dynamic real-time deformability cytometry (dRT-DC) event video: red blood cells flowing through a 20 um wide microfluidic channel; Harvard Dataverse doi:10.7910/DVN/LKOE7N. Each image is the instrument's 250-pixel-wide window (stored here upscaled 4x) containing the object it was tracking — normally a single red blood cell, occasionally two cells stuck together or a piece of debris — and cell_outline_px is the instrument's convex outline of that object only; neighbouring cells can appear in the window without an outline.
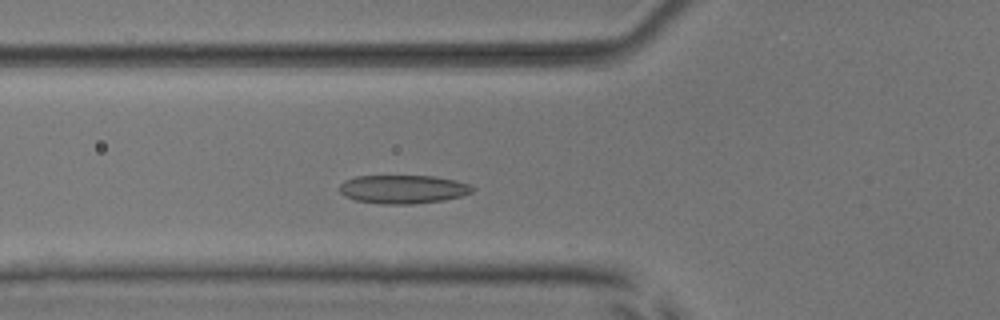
{"species": "common noctule bat (a hibernating species)", "species_latin": "Nyctalus noctula", "temperature_condition": "room temperature", "stored_images_in_passage": 48, "camera_frame_rate_fps": 3000, "um_per_image_px": 0.085, "animal": {"sex": "male", "body_mass_g": 17.9, "forearm_length_mm": 54.2}, "frame": {"image": 1, "passage_image": 14, "time_ms": 4.333, "image_size_px": [1000, 320], "cell_outline_px": [[476, 188], [472, 192], [464, 196], [444, 200], [412, 204], [380, 204], [356, 200], [344, 196], [340, 192], [340, 184], [344, 180], [356, 176], [436, 176], [456, 180], [468, 184]], "centroid_in_image_um": [34.28, 16.08], "position_along_channel_um": 91.5, "area_um2": 22.31}}
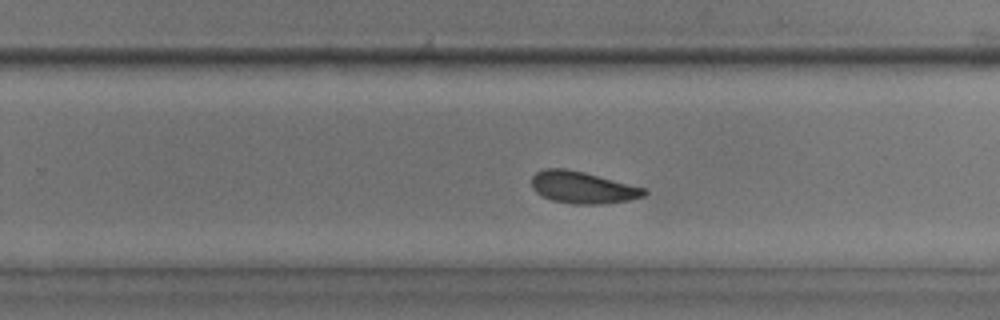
{"frame": {"image": 2, "passage_image": 29, "time_ms": 9.333, "image_size_px": [1000, 320], "cell_outline_px": [[648, 192], [644, 196], [628, 200], [604, 204], [572, 204], [552, 200], [536, 192], [532, 188], [532, 176], [536, 172], [544, 168], [564, 168], [584, 172], [648, 188]], "centroid_in_image_um": [49.55, 15.93], "position_along_channel_um": 280.2, "area_um2": 21.1}}
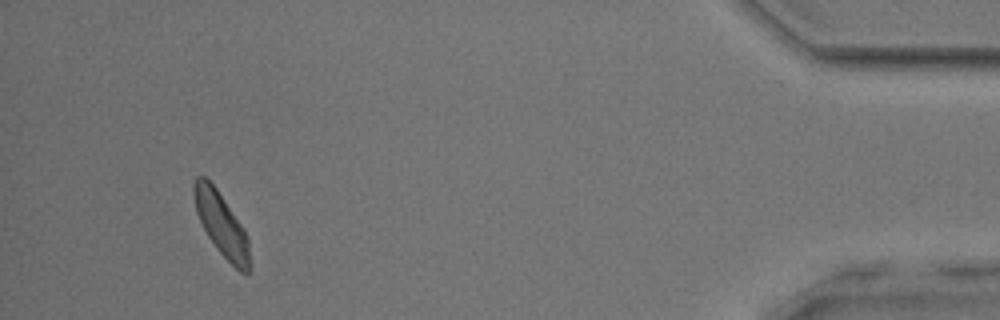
{"frame": {"image": 3, "passage_image": 45, "time_ms": 14.667, "image_size_px": [1000, 320], "cell_outline_px": [[248, 272], [240, 272], [216, 248], [208, 236], [196, 212], [192, 192], [192, 184], [196, 176], [204, 176], [216, 188], [244, 228], [248, 240]], "centroid_in_image_um": [18.77, 19.0], "position_along_channel_um": 416.4, "area_um2": 20.06}, "authors_computed_cell_mechanics": {"area_um2": 21.3571, "velocity_mm_per_s": 3.7848, "shape_relaxation_time_tau1_ms": 3.1153, "shape_relaxation_time_tau2_ms": 3.0646, "deformation_change_tau1": 0.0891, "deformation_change_tau2": 0.0817}}